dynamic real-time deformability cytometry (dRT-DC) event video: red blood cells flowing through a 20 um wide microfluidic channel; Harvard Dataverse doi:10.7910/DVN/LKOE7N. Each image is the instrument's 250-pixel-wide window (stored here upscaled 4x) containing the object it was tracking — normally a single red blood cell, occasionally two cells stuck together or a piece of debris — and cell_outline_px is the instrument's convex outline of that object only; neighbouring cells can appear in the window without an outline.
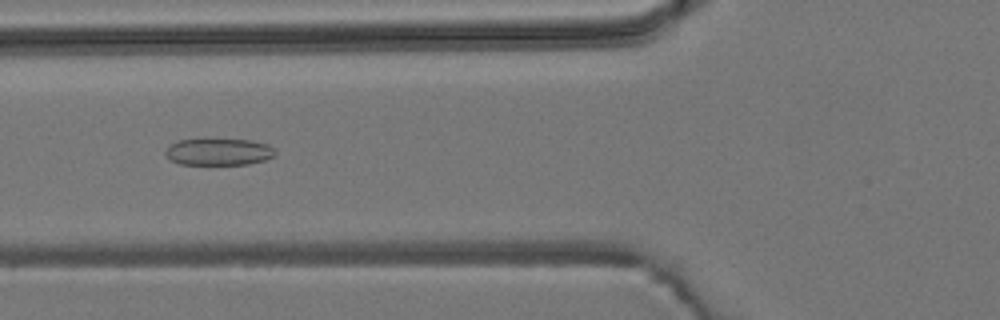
{"species": "common noctule bat (a hibernating species)", "species_latin": "Nyctalus noctula", "temperature_condition": "room temperature", "stored_images_in_passage": 9, "camera_frame_rate_fps": 3000, "um_per_image_px": 0.085, "animal": {"sex": "male", "body_mass_g": 19.2, "forearm_length_mm": 51.8}, "frame": {"image": 1, "passage_image": 7, "time_ms": 6.667, "image_size_px": [1000, 320], "cell_outline_px": [[276, 152], [272, 156], [264, 160], [248, 164], [180, 164], [172, 160], [164, 152], [172, 144], [180, 140], [252, 140], [268, 144]], "centroid_in_image_um": [18.62, 12.91], "position_along_channel_um": 107.2, "area_um2": 16.7}}
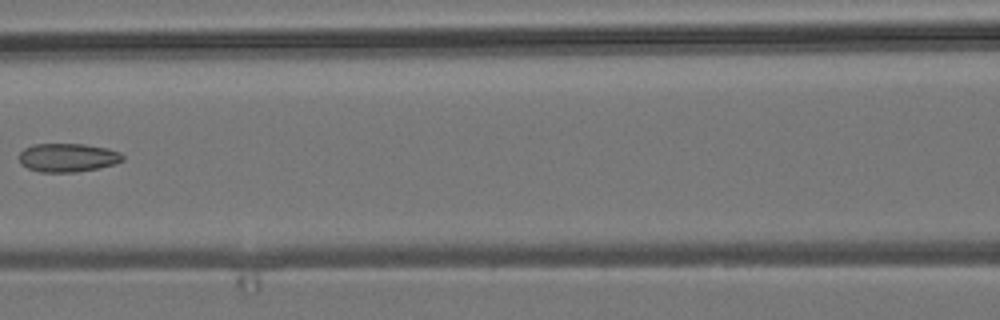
{"frame": {"image": 2, "passage_image": 8, "time_ms": 8.0, "image_size_px": [1000, 320], "cell_outline_px": [[124, 160], [112, 164], [96, 168], [76, 172], [40, 172], [28, 168], [20, 164], [20, 152], [24, 148], [32, 144], [84, 144], [108, 148], [120, 152], [124, 156]], "centroid_in_image_um": [5.74, 13.39], "position_along_channel_um": 160.9, "area_um2": 17.22}}
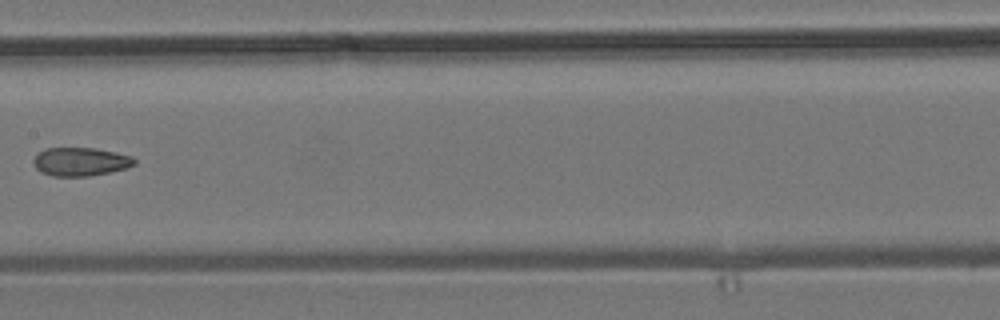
{"frame": {"image": 3, "passage_image": 9, "time_ms": 9.0, "image_size_px": [1000, 320], "cell_outline_px": [[136, 164], [128, 168], [112, 172], [88, 176], [52, 176], [40, 172], [36, 168], [32, 160], [44, 148], [96, 148], [132, 156], [136, 160]], "centroid_in_image_um": [6.86, 13.75], "position_along_channel_um": 200.5, "area_um2": 16.88}}